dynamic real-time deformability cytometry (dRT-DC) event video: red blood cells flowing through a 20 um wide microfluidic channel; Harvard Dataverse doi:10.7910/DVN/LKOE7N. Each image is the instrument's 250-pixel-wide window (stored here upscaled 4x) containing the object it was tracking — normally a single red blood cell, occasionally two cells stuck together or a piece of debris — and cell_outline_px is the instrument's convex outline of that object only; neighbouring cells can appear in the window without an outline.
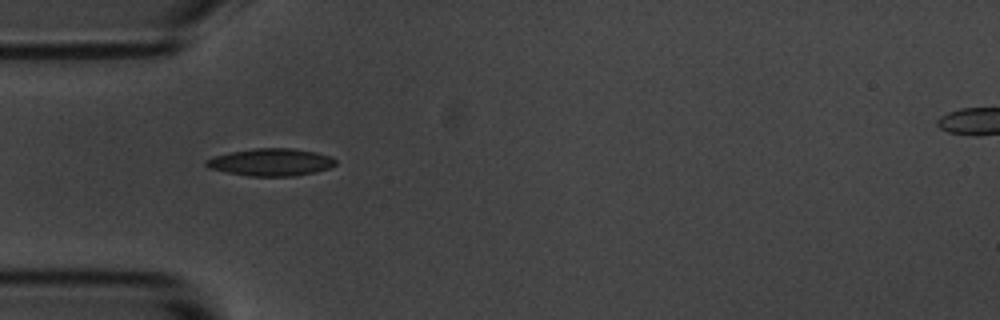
{"species": "common noctule bat (a hibernating species)", "species_latin": "Nyctalus noctula", "temperature_condition": "room temperature", "stored_images_in_passage": 3, "camera_frame_rate_fps": 3000, "um_per_image_px": 0.085, "animal": {"sex": "male", "body_mass_g": 20.1, "forearm_length_mm": 53.5}, "frame": {"image": 1, "passage_image": 2, "time_ms": 1.333, "image_size_px": [1000, 320], "cell_outline_px": [[336, 164], [328, 168], [316, 172], [292, 176], [248, 176], [208, 168], [204, 164], [204, 160], [212, 156], [252, 148], [292, 148], [316, 152], [332, 156], [336, 160]], "centroid_in_image_um": [23.02, 13.78], "position_along_channel_um": 62.0, "area_um2": 20.75}}